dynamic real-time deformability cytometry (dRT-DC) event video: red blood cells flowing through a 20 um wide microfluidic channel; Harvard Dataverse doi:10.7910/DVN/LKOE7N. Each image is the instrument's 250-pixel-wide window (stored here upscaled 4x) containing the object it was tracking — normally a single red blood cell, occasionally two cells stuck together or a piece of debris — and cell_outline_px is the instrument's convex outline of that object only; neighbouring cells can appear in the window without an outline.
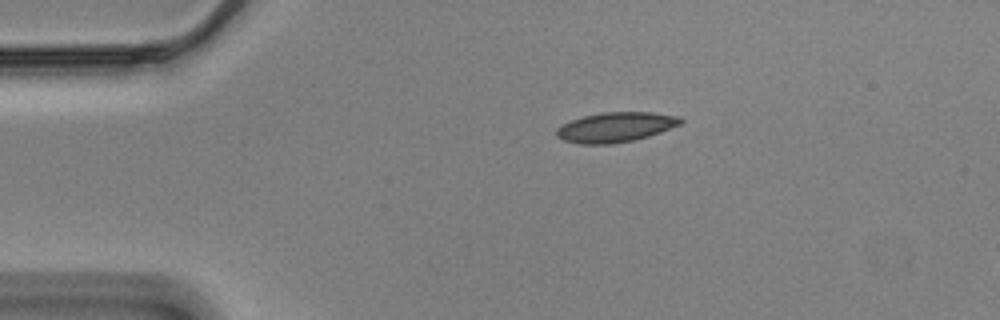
{"species": "Egyptian fruit bat (a non-hibernating species)", "species_latin": "Rousettus aegyptiacus", "temperature_condition": "cold", "stored_images_in_passage": 47, "camera_frame_rate_fps": 3000, "um_per_image_px": 0.085, "animal": {"sex": "male"}, "frame": {"image": 1, "passage_image": 1, "time_ms": 0.0, "image_size_px": [1000, 320], "cell_outline_px": [[684, 120], [680, 124], [660, 132], [648, 136], [632, 140], [612, 144], [580, 144], [564, 140], [556, 136], [556, 128], [572, 120], [584, 116], [604, 112], [652, 112], [680, 116]], "centroid_in_image_um": [52.34, 10.8], "position_along_channel_um": 32.7, "area_um2": 21.44}}
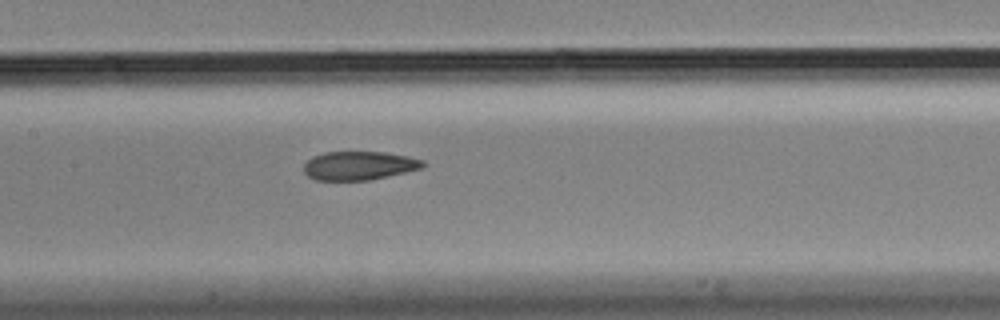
{"frame": {"image": 2, "passage_image": 17, "time_ms": 5.333, "image_size_px": [1000, 320], "cell_outline_px": [[424, 168], [368, 180], [316, 180], [308, 176], [304, 172], [304, 164], [312, 156], [324, 152], [384, 152], [408, 156], [424, 160]], "centroid_in_image_um": [30.52, 14.07], "position_along_channel_um": 176.9, "area_um2": 19.88}}
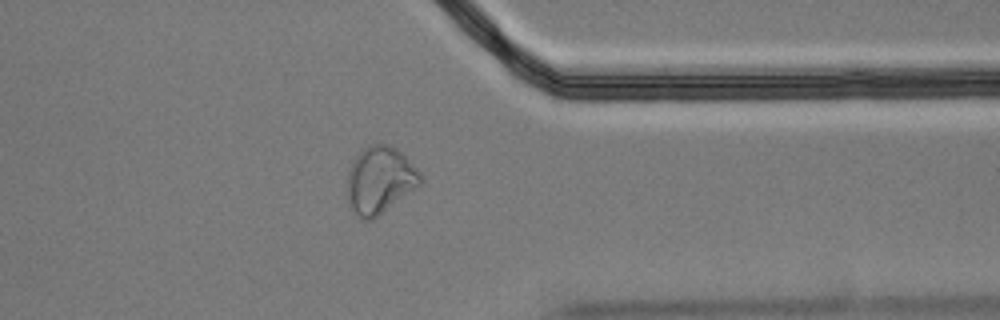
{"frame": {"image": 3, "passage_image": 35, "time_ms": 11.333, "image_size_px": [1000, 320], "cell_outline_px": [[424, 180], [416, 188], [372, 220], [360, 220], [348, 208], [348, 168], [352, 160], [368, 144], [388, 144], [396, 148], [420, 172]], "centroid_in_image_um": [32.26, 15.33], "position_along_channel_um": 379.1, "area_um2": 28.73}, "authors_computed_cell_mechanics": {"area_um2": 21.964, "velocity_mm_per_s": 3.4871, "shape_relaxation_time_tau1_ms": null, "shape_relaxation_time_tau2_ms": 2.4031, "deformation_change_tau1": null, "deformation_change_tau2": 0.0718}}